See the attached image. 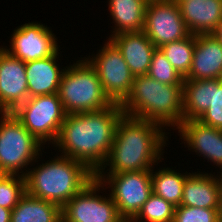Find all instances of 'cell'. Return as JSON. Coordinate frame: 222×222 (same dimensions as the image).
<instances>
[{"label":"cell","mask_w":222,"mask_h":222,"mask_svg":"<svg viewBox=\"0 0 222 222\" xmlns=\"http://www.w3.org/2000/svg\"><path fill=\"white\" fill-rule=\"evenodd\" d=\"M123 114L117 103L101 111L66 114L53 146L62 150L60 155L84 163L96 174L108 158Z\"/></svg>","instance_id":"cell-1"},{"label":"cell","mask_w":222,"mask_h":222,"mask_svg":"<svg viewBox=\"0 0 222 222\" xmlns=\"http://www.w3.org/2000/svg\"><path fill=\"white\" fill-rule=\"evenodd\" d=\"M163 129L152 121L123 114L117 123L108 158L95 175L151 170L162 159V150L168 141ZM107 166L109 172H104Z\"/></svg>","instance_id":"cell-2"},{"label":"cell","mask_w":222,"mask_h":222,"mask_svg":"<svg viewBox=\"0 0 222 222\" xmlns=\"http://www.w3.org/2000/svg\"><path fill=\"white\" fill-rule=\"evenodd\" d=\"M120 107L125 115L165 128H178L183 122L182 85L164 84L148 75L135 76L131 91Z\"/></svg>","instance_id":"cell-3"},{"label":"cell","mask_w":222,"mask_h":222,"mask_svg":"<svg viewBox=\"0 0 222 222\" xmlns=\"http://www.w3.org/2000/svg\"><path fill=\"white\" fill-rule=\"evenodd\" d=\"M48 161L26 170V193L61 208L95 178L84 163L70 157L60 155Z\"/></svg>","instance_id":"cell-4"},{"label":"cell","mask_w":222,"mask_h":222,"mask_svg":"<svg viewBox=\"0 0 222 222\" xmlns=\"http://www.w3.org/2000/svg\"><path fill=\"white\" fill-rule=\"evenodd\" d=\"M66 68L57 93L66 114L101 111L113 104L105 95L96 70L86 57Z\"/></svg>","instance_id":"cell-5"},{"label":"cell","mask_w":222,"mask_h":222,"mask_svg":"<svg viewBox=\"0 0 222 222\" xmlns=\"http://www.w3.org/2000/svg\"><path fill=\"white\" fill-rule=\"evenodd\" d=\"M0 119V171L3 174L25 176L26 167L38 162L42 144L11 112H1ZM19 170L21 172H19Z\"/></svg>","instance_id":"cell-6"},{"label":"cell","mask_w":222,"mask_h":222,"mask_svg":"<svg viewBox=\"0 0 222 222\" xmlns=\"http://www.w3.org/2000/svg\"><path fill=\"white\" fill-rule=\"evenodd\" d=\"M11 113L44 145L56 141L66 116L58 94L28 98Z\"/></svg>","instance_id":"cell-7"},{"label":"cell","mask_w":222,"mask_h":222,"mask_svg":"<svg viewBox=\"0 0 222 222\" xmlns=\"http://www.w3.org/2000/svg\"><path fill=\"white\" fill-rule=\"evenodd\" d=\"M103 186L109 185L119 216L133 220L153 193L151 170L95 175ZM106 182V183H105Z\"/></svg>","instance_id":"cell-8"},{"label":"cell","mask_w":222,"mask_h":222,"mask_svg":"<svg viewBox=\"0 0 222 222\" xmlns=\"http://www.w3.org/2000/svg\"><path fill=\"white\" fill-rule=\"evenodd\" d=\"M92 58H86L94 67L105 95L112 103L121 104L131 91L134 76L121 51L110 40Z\"/></svg>","instance_id":"cell-9"},{"label":"cell","mask_w":222,"mask_h":222,"mask_svg":"<svg viewBox=\"0 0 222 222\" xmlns=\"http://www.w3.org/2000/svg\"><path fill=\"white\" fill-rule=\"evenodd\" d=\"M102 182L96 177L62 208V222H119L116 205L111 198L97 195Z\"/></svg>","instance_id":"cell-10"},{"label":"cell","mask_w":222,"mask_h":222,"mask_svg":"<svg viewBox=\"0 0 222 222\" xmlns=\"http://www.w3.org/2000/svg\"><path fill=\"white\" fill-rule=\"evenodd\" d=\"M143 31L157 48L191 35L178 3L172 0L148 2Z\"/></svg>","instance_id":"cell-11"},{"label":"cell","mask_w":222,"mask_h":222,"mask_svg":"<svg viewBox=\"0 0 222 222\" xmlns=\"http://www.w3.org/2000/svg\"><path fill=\"white\" fill-rule=\"evenodd\" d=\"M49 29L37 22L25 23L14 30L11 47L4 50L24 63L53 56L60 49L54 33Z\"/></svg>","instance_id":"cell-12"},{"label":"cell","mask_w":222,"mask_h":222,"mask_svg":"<svg viewBox=\"0 0 222 222\" xmlns=\"http://www.w3.org/2000/svg\"><path fill=\"white\" fill-rule=\"evenodd\" d=\"M28 98L25 63L0 47V113L12 112Z\"/></svg>","instance_id":"cell-13"},{"label":"cell","mask_w":222,"mask_h":222,"mask_svg":"<svg viewBox=\"0 0 222 222\" xmlns=\"http://www.w3.org/2000/svg\"><path fill=\"white\" fill-rule=\"evenodd\" d=\"M188 149L216 164L222 171V129L203 124L197 119L183 121L177 128Z\"/></svg>","instance_id":"cell-14"},{"label":"cell","mask_w":222,"mask_h":222,"mask_svg":"<svg viewBox=\"0 0 222 222\" xmlns=\"http://www.w3.org/2000/svg\"><path fill=\"white\" fill-rule=\"evenodd\" d=\"M222 79V44L212 35H195L191 68L184 80Z\"/></svg>","instance_id":"cell-15"},{"label":"cell","mask_w":222,"mask_h":222,"mask_svg":"<svg viewBox=\"0 0 222 222\" xmlns=\"http://www.w3.org/2000/svg\"><path fill=\"white\" fill-rule=\"evenodd\" d=\"M109 39L121 51L134 77L148 74L157 47L144 31L119 33Z\"/></svg>","instance_id":"cell-16"},{"label":"cell","mask_w":222,"mask_h":222,"mask_svg":"<svg viewBox=\"0 0 222 222\" xmlns=\"http://www.w3.org/2000/svg\"><path fill=\"white\" fill-rule=\"evenodd\" d=\"M178 6L191 34H213L222 22V0H180Z\"/></svg>","instance_id":"cell-17"},{"label":"cell","mask_w":222,"mask_h":222,"mask_svg":"<svg viewBox=\"0 0 222 222\" xmlns=\"http://www.w3.org/2000/svg\"><path fill=\"white\" fill-rule=\"evenodd\" d=\"M58 51L53 55L25 63L29 98L38 95L57 94L64 69L59 68ZM61 70V71H60Z\"/></svg>","instance_id":"cell-18"},{"label":"cell","mask_w":222,"mask_h":222,"mask_svg":"<svg viewBox=\"0 0 222 222\" xmlns=\"http://www.w3.org/2000/svg\"><path fill=\"white\" fill-rule=\"evenodd\" d=\"M220 204L219 186L215 175L192 172L186 178L180 205L219 209Z\"/></svg>","instance_id":"cell-19"},{"label":"cell","mask_w":222,"mask_h":222,"mask_svg":"<svg viewBox=\"0 0 222 222\" xmlns=\"http://www.w3.org/2000/svg\"><path fill=\"white\" fill-rule=\"evenodd\" d=\"M216 79L183 80V121L198 119L214 106Z\"/></svg>","instance_id":"cell-20"},{"label":"cell","mask_w":222,"mask_h":222,"mask_svg":"<svg viewBox=\"0 0 222 222\" xmlns=\"http://www.w3.org/2000/svg\"><path fill=\"white\" fill-rule=\"evenodd\" d=\"M110 15L115 23L114 36L124 32L143 31L147 0H108Z\"/></svg>","instance_id":"cell-21"},{"label":"cell","mask_w":222,"mask_h":222,"mask_svg":"<svg viewBox=\"0 0 222 222\" xmlns=\"http://www.w3.org/2000/svg\"><path fill=\"white\" fill-rule=\"evenodd\" d=\"M10 222H62L61 207L26 193L12 209Z\"/></svg>","instance_id":"cell-22"},{"label":"cell","mask_w":222,"mask_h":222,"mask_svg":"<svg viewBox=\"0 0 222 222\" xmlns=\"http://www.w3.org/2000/svg\"><path fill=\"white\" fill-rule=\"evenodd\" d=\"M161 169V170H160ZM154 172L151 169L152 191L155 195L172 203L175 207L179 206L183 197V186L186 178L191 174L177 173L171 168H160ZM158 171V172H157Z\"/></svg>","instance_id":"cell-23"},{"label":"cell","mask_w":222,"mask_h":222,"mask_svg":"<svg viewBox=\"0 0 222 222\" xmlns=\"http://www.w3.org/2000/svg\"><path fill=\"white\" fill-rule=\"evenodd\" d=\"M194 47L195 34H191L181 40L164 44L159 49L175 70L185 78L191 68Z\"/></svg>","instance_id":"cell-24"},{"label":"cell","mask_w":222,"mask_h":222,"mask_svg":"<svg viewBox=\"0 0 222 222\" xmlns=\"http://www.w3.org/2000/svg\"><path fill=\"white\" fill-rule=\"evenodd\" d=\"M175 206L152 193L133 222H173ZM139 220V221H138Z\"/></svg>","instance_id":"cell-25"},{"label":"cell","mask_w":222,"mask_h":222,"mask_svg":"<svg viewBox=\"0 0 222 222\" xmlns=\"http://www.w3.org/2000/svg\"><path fill=\"white\" fill-rule=\"evenodd\" d=\"M26 194L25 176L3 174L0 177V206L13 209Z\"/></svg>","instance_id":"cell-26"},{"label":"cell","mask_w":222,"mask_h":222,"mask_svg":"<svg viewBox=\"0 0 222 222\" xmlns=\"http://www.w3.org/2000/svg\"><path fill=\"white\" fill-rule=\"evenodd\" d=\"M147 75L164 84L183 85L184 78L175 70L159 48L153 54Z\"/></svg>","instance_id":"cell-27"},{"label":"cell","mask_w":222,"mask_h":222,"mask_svg":"<svg viewBox=\"0 0 222 222\" xmlns=\"http://www.w3.org/2000/svg\"><path fill=\"white\" fill-rule=\"evenodd\" d=\"M173 222H219V209L179 205L175 207Z\"/></svg>","instance_id":"cell-28"},{"label":"cell","mask_w":222,"mask_h":222,"mask_svg":"<svg viewBox=\"0 0 222 222\" xmlns=\"http://www.w3.org/2000/svg\"><path fill=\"white\" fill-rule=\"evenodd\" d=\"M197 120L214 128L222 129V79H216L214 106L208 107Z\"/></svg>","instance_id":"cell-29"},{"label":"cell","mask_w":222,"mask_h":222,"mask_svg":"<svg viewBox=\"0 0 222 222\" xmlns=\"http://www.w3.org/2000/svg\"><path fill=\"white\" fill-rule=\"evenodd\" d=\"M11 212V209L3 208L0 206V222H10Z\"/></svg>","instance_id":"cell-30"},{"label":"cell","mask_w":222,"mask_h":222,"mask_svg":"<svg viewBox=\"0 0 222 222\" xmlns=\"http://www.w3.org/2000/svg\"><path fill=\"white\" fill-rule=\"evenodd\" d=\"M222 44V22L216 28V31L212 34Z\"/></svg>","instance_id":"cell-31"},{"label":"cell","mask_w":222,"mask_h":222,"mask_svg":"<svg viewBox=\"0 0 222 222\" xmlns=\"http://www.w3.org/2000/svg\"><path fill=\"white\" fill-rule=\"evenodd\" d=\"M216 179L219 186L220 201L222 203V172L219 174V176L216 175Z\"/></svg>","instance_id":"cell-32"},{"label":"cell","mask_w":222,"mask_h":222,"mask_svg":"<svg viewBox=\"0 0 222 222\" xmlns=\"http://www.w3.org/2000/svg\"><path fill=\"white\" fill-rule=\"evenodd\" d=\"M219 222H222V203L220 204L219 207Z\"/></svg>","instance_id":"cell-33"},{"label":"cell","mask_w":222,"mask_h":222,"mask_svg":"<svg viewBox=\"0 0 222 222\" xmlns=\"http://www.w3.org/2000/svg\"><path fill=\"white\" fill-rule=\"evenodd\" d=\"M119 222H133V221L130 219H121Z\"/></svg>","instance_id":"cell-34"}]
</instances>
